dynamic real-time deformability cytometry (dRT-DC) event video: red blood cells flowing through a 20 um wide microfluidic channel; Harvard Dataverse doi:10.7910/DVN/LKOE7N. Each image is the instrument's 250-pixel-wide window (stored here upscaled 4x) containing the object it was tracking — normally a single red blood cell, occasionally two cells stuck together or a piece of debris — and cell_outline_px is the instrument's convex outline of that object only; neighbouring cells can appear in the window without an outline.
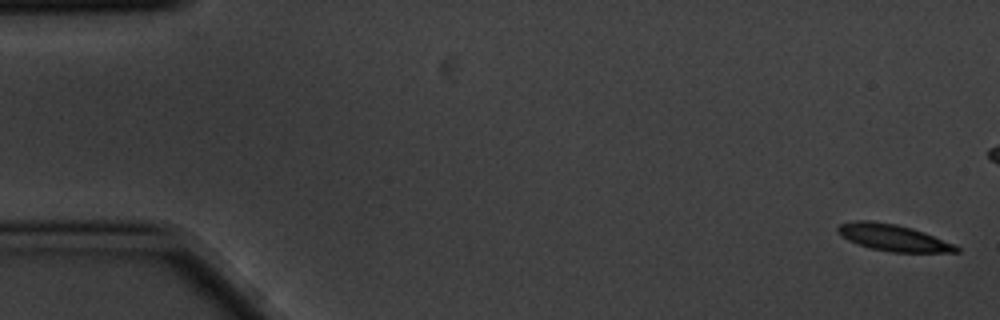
{"species": "common noctule bat (a hibernating species)", "species_latin": "Nyctalus noctula", "temperature_condition": "cold", "stored_images_in_passage": 10, "camera_frame_rate_fps": 3000, "um_per_image_px": 0.085, "animal": {"sex": "male", "body_mass_g": 20.1, "forearm_length_mm": 53.5}, "frame": {"image": 1, "passage_image": 1, "time_ms": 0.0, "image_size_px": [1000, 320], "cell_outline_px": [[960, 252], [892, 252], [872, 248], [848, 240], [840, 236], [836, 228], [840, 224], [856, 220], [868, 220], [896, 224], [912, 228], [924, 232], [956, 244], [960, 248]], "centroid_in_image_um": [75.95, 20.19], "position_along_channel_um": 9.1, "area_um2": 18.32}}